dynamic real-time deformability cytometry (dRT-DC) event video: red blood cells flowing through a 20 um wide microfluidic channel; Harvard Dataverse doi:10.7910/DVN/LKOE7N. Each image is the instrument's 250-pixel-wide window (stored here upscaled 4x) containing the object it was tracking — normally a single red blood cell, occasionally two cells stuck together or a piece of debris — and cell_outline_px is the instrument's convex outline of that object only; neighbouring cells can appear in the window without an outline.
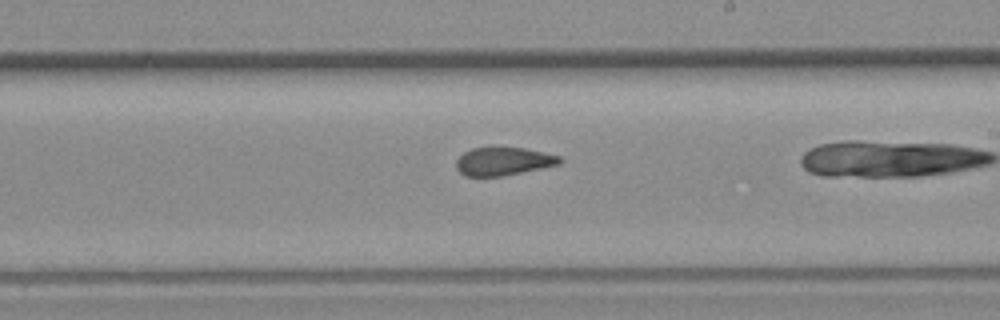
{"species": "common noctule bat (a hibernating species)", "species_latin": "Nyctalus noctula", "temperature_condition": "room temperature", "stored_images_in_passage": 33, "camera_frame_rate_fps": 3000, "um_per_image_px": 0.085, "animal": {"sex": "female", "body_mass_g": 19.3, "forearm_length_mm": 54.1}, "frame": {"image": 1, "passage_image": 23, "time_ms": 7.333, "image_size_px": [1000, 320], "cell_outline_px": [[564, 160], [560, 164], [500, 176], [464, 176], [456, 168], [456, 160], [464, 152], [472, 148], [524, 148], [544, 152], [560, 156]], "centroid_in_image_um": [42.78, 13.71], "position_along_channel_um": 246.2, "area_um2": 16.76}}
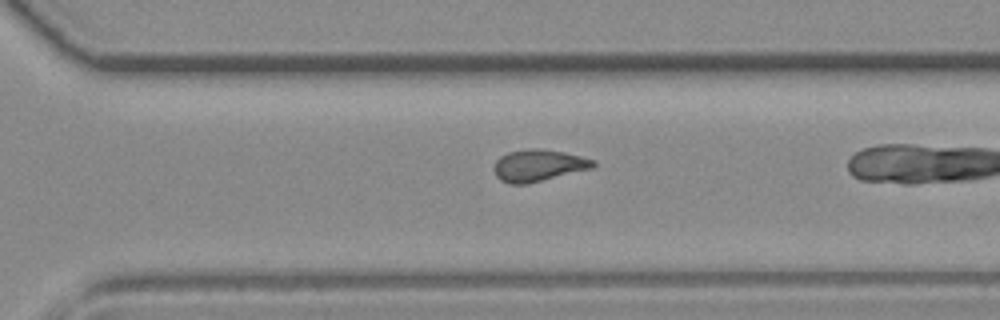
{"frame": {"image": 2, "passage_image": 29, "time_ms": 9.333, "image_size_px": [1000, 320], "cell_outline_px": [[596, 164], [592, 168], [528, 184], [508, 184], [500, 180], [496, 176], [492, 168], [496, 160], [500, 156], [508, 152], [528, 148], [540, 148], [564, 152], [596, 160]], "centroid_in_image_um": [45.73, 14.06], "position_along_channel_um": 324.9, "area_um2": 18.61}}
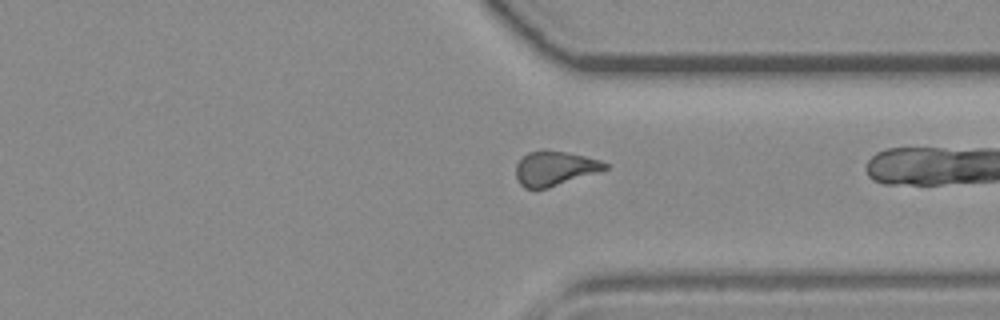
{"frame": {"image": 3, "passage_image": 32, "time_ms": 10.333, "image_size_px": [1000, 320], "cell_outline_px": [[608, 168], [548, 188], [524, 188], [520, 184], [516, 176], [516, 164], [528, 152], [544, 148], [568, 152], [600, 160], [608, 164]], "centroid_in_image_um": [47.12, 14.28], "position_along_channel_um": 364.3, "area_um2": 17.86}}